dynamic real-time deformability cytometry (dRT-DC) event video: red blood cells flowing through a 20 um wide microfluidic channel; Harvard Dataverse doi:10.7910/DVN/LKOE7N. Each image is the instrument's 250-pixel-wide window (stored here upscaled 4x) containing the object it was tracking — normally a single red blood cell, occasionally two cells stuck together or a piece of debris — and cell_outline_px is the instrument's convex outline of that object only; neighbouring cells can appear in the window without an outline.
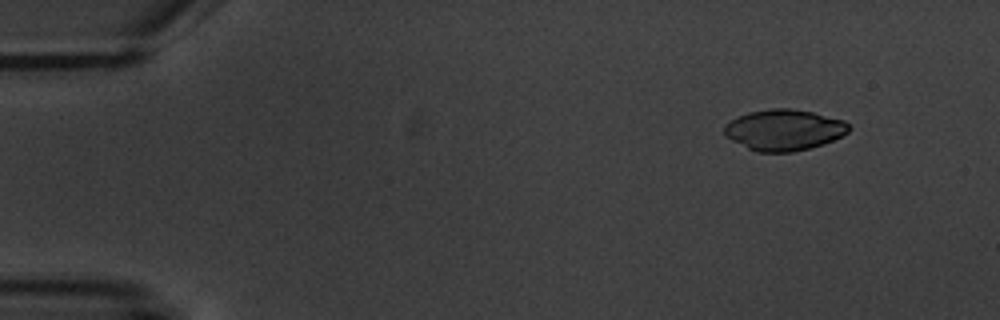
{"species": "common noctule bat (a hibernating species)", "species_latin": "Nyctalus noctula", "temperature_condition": "warm", "stored_images_in_passage": 5, "camera_frame_rate_fps": 3000, "um_per_image_px": 0.085, "animal": {"sex": "male", "body_mass_g": 20.1, "forearm_length_mm": 53.5}, "frame": {"image": 1, "passage_image": 1, "time_ms": 0.0, "image_size_px": [1000, 320], "cell_outline_px": [[852, 128], [848, 132], [824, 144], [792, 152], [756, 152], [724, 136], [724, 124], [748, 112], [772, 108], [788, 108], [812, 112], [844, 120]], "centroid_in_image_um": [66.64, 11.04], "position_along_channel_um": 18.4, "area_um2": 29.65}}